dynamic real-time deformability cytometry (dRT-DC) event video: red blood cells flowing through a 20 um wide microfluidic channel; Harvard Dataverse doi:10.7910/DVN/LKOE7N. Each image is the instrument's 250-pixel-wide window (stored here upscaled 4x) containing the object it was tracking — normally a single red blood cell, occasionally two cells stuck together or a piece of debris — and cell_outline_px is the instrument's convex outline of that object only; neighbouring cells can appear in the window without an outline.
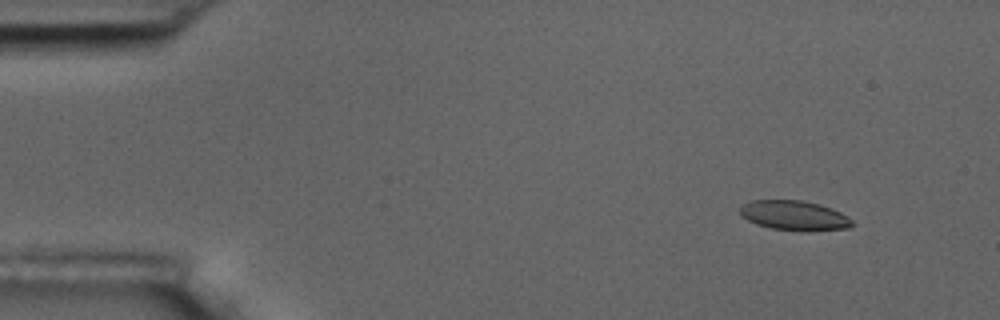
{"species": "common noctule bat (a hibernating species)", "species_latin": "Nyctalus noctula", "temperature_condition": "room temperature", "stored_images_in_passage": 6, "camera_frame_rate_fps": 3000, "um_per_image_px": 0.085, "animal": {"sex": "male", "body_mass_g": 17.5, "forearm_length_mm": 52.3}, "frame": {"image": 1, "passage_image": 2, "time_ms": 1.333, "image_size_px": [1000, 320], "cell_outline_px": [[856, 224], [848, 228], [808, 232], [804, 232], [772, 228], [756, 224], [740, 216], [740, 208], [744, 204], [752, 200], [800, 200], [820, 204], [832, 208], [848, 216]], "centroid_in_image_um": [67.55, 18.33], "position_along_channel_um": 17.4, "area_um2": 19.71}}
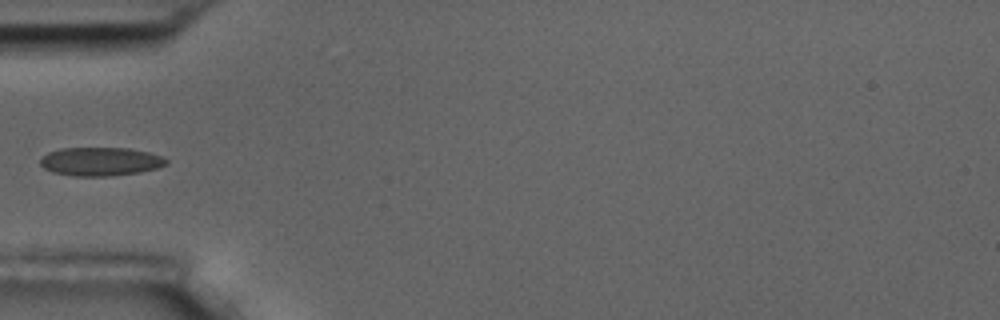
{"frame": {"image": 2, "passage_image": 5, "time_ms": 5.667, "image_size_px": [1000, 320], "cell_outline_px": [[168, 164], [156, 168], [140, 172], [112, 176], [72, 176], [52, 172], [44, 168], [40, 164], [40, 156], [48, 152], [60, 148], [128, 148], [148, 152], [160, 156], [168, 160]], "centroid_in_image_um": [8.5, 13.73], "position_along_channel_um": 76.5, "area_um2": 21.1}}